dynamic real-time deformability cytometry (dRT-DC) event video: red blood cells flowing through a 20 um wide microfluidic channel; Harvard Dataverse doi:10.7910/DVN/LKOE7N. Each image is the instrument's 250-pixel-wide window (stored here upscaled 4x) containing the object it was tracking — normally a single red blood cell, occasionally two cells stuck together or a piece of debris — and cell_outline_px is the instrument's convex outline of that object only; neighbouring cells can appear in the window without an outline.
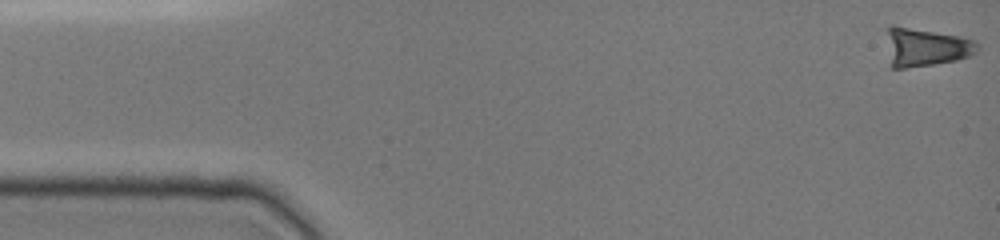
{"species": "common noctule bat (a hibernating species)", "species_latin": "Nyctalus noctula", "temperature_condition": "cold", "stored_images_in_passage": 43, "camera_frame_rate_fps": 3000, "um_per_image_px": 0.085, "animal": {"sex": "female", "body_mass_g": 19.0, "forearm_length_mm": 51.5}, "frame": {"image": 1, "passage_image": 1, "time_ms": 0.0, "image_size_px": [1000, 240], "cell_outline_px": [[980, 48], [976, 52], [968, 56], [956, 60], [932, 64], [904, 68], [892, 68], [888, 32], [888, 28], [892, 24], [960, 36], [976, 40], [980, 44]], "centroid_in_image_um": [78.76, 3.99], "position_along_channel_um": 6.2, "area_um2": 19.94}}
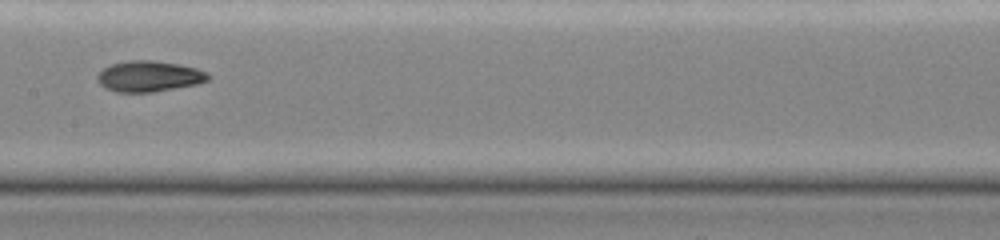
{"frame": {"image": 2, "passage_image": 24, "time_ms": 7.667, "image_size_px": [1000, 240], "cell_outline_px": [[212, 76], [208, 80], [196, 84], [152, 92], [116, 92], [104, 88], [96, 80], [96, 76], [104, 68], [112, 64], [128, 60], [152, 60], [180, 64], [196, 68]], "centroid_in_image_um": [12.64, 6.48], "position_along_channel_um": 194.8, "area_um2": 19.88}}
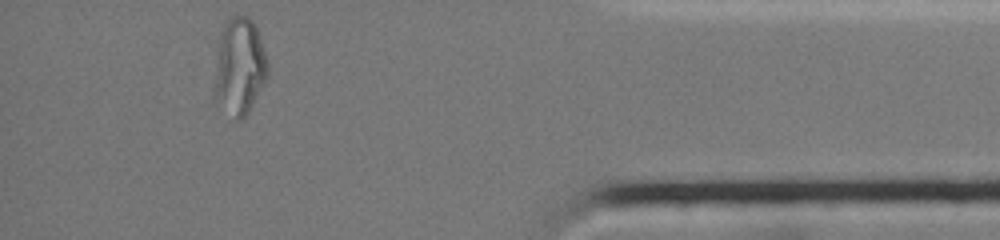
{"frame": {"image": 3, "passage_image": 43, "time_ms": 14.0, "image_size_px": [1000, 240], "cell_outline_px": [[268, 76], [248, 112], [240, 120], [236, 120], [212, 100], [212, 88], [216, 44], [224, 24], [228, 16], [236, 12], [248, 16], [252, 20], [256, 28], [268, 60]], "centroid_in_image_um": [20.28, 5.63], "position_along_channel_um": 414.9, "area_um2": 31.33}, "authors_computed_cell_mechanics": {"area_um2": 19.7098, "velocity_mm_per_s": 3.972, "shape_relaxation_time_tau1_ms": 10.9595, "shape_relaxation_time_tau2_ms": 1.5836, "deformation_change_tau1": 0.3499, "deformation_change_tau2": 0.0564}}